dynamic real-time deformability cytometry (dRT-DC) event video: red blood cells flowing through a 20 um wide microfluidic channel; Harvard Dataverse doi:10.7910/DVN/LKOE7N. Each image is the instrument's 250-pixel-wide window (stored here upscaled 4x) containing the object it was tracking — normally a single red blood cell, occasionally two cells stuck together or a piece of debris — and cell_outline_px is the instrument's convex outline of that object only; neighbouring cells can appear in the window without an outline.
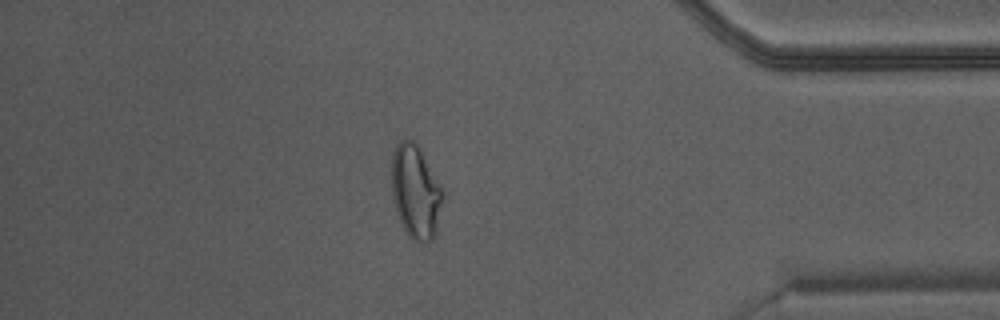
{"species": "Egyptian fruit bat (a non-hibernating species)", "species_latin": "Rousettus aegyptiacus", "temperature_condition": "warm", "stored_images_in_passage": 37, "camera_frame_rate_fps": 3000, "um_per_image_px": 0.085, "animal": {"sex": "male"}, "frame": {"image": 1, "passage_image": 32, "time_ms": 10.333, "image_size_px": [1000, 320], "cell_outline_px": [[444, 200], [436, 236], [428, 244], [420, 244], [408, 236], [404, 232], [400, 224], [396, 212], [392, 192], [392, 152], [396, 144], [400, 140], [412, 140], [420, 148], [444, 192]], "centroid_in_image_um": [35.35, 16.38], "position_along_channel_um": 399.9, "area_um2": 28.55}}